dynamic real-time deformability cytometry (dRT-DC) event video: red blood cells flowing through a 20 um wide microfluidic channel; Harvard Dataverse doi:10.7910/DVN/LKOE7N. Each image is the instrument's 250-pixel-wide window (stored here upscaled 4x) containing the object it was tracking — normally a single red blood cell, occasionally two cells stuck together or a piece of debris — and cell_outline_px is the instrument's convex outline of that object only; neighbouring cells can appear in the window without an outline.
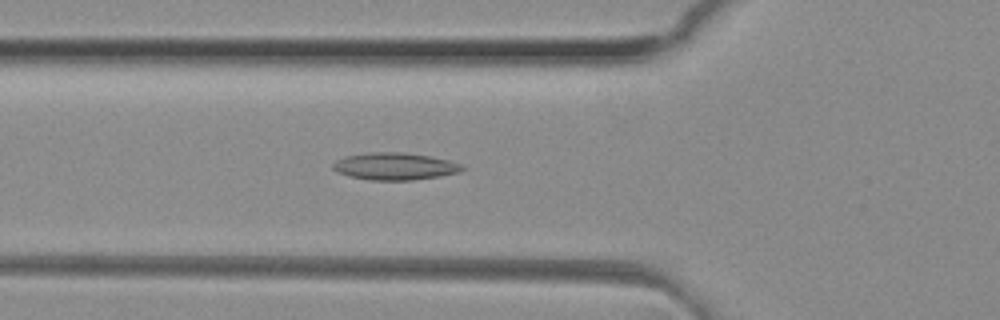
{"species": "common noctule bat (a hibernating species)", "species_latin": "Nyctalus noctula", "temperature_condition": "room temperature", "stored_images_in_passage": 37, "camera_frame_rate_fps": 3000, "um_per_image_px": 0.085, "animal": {"sex": "female", "body_mass_g": 29.2, "forearm_length_mm": 56.3}, "frame": {"image": 1, "passage_image": 9, "time_ms": 2.667, "image_size_px": [1000, 320], "cell_outline_px": [[468, 168], [460, 172], [440, 176], [412, 180], [368, 180], [336, 172], [332, 168], [332, 164], [336, 160], [344, 156], [368, 152], [400, 152], [432, 156], [448, 160], [460, 164]], "centroid_in_image_um": [33.56, 14.13], "position_along_channel_um": 92.2, "area_um2": 20.63}}
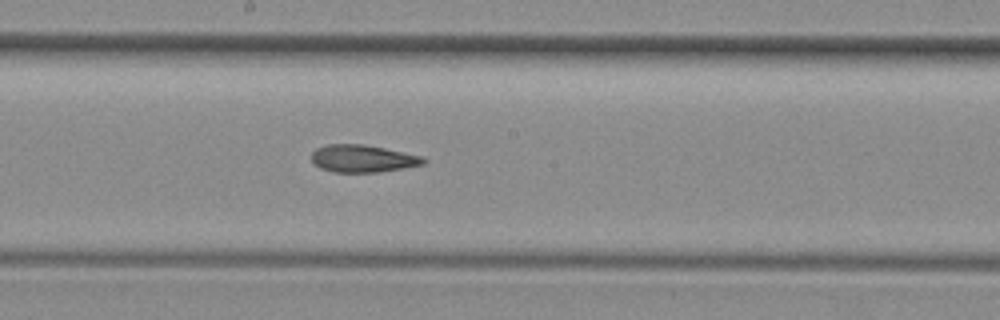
{"frame": {"image": 2, "passage_image": 18, "time_ms": 5.667, "image_size_px": [1000, 320], "cell_outline_px": [[428, 160], [424, 164], [376, 172], [332, 172], [320, 168], [312, 160], [312, 152], [316, 148], [328, 144], [364, 144], [424, 156]], "centroid_in_image_um": [30.84, 13.47], "position_along_channel_um": 217.4, "area_um2": 17.8}}
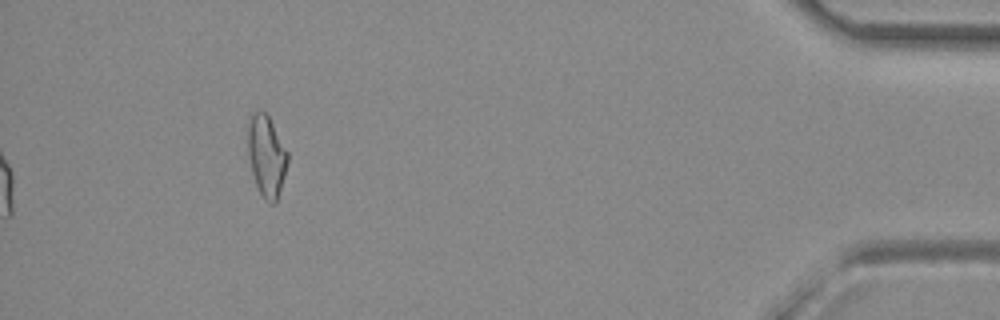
{"frame": {"image": 3, "passage_image": 37, "time_ms": 12.0, "image_size_px": [1000, 320], "cell_outline_px": [[288, 160], [284, 176], [276, 204], [272, 204], [264, 200], [256, 184], [252, 172], [248, 156], [248, 116], [256, 108], [264, 112], [268, 116], [288, 152]], "centroid_in_image_um": [22.63, 13.23], "position_along_channel_um": 412.6, "area_um2": 18.9}, "authors_computed_cell_mechanics": {"area_um2": 18.8428, "velocity_mm_per_s": 4.1643, "shape_relaxation_time_tau1_ms": null, "shape_relaxation_time_tau2_ms": 6.8681, "deformation_change_tau1": null, "deformation_change_tau2": 0.1761}}